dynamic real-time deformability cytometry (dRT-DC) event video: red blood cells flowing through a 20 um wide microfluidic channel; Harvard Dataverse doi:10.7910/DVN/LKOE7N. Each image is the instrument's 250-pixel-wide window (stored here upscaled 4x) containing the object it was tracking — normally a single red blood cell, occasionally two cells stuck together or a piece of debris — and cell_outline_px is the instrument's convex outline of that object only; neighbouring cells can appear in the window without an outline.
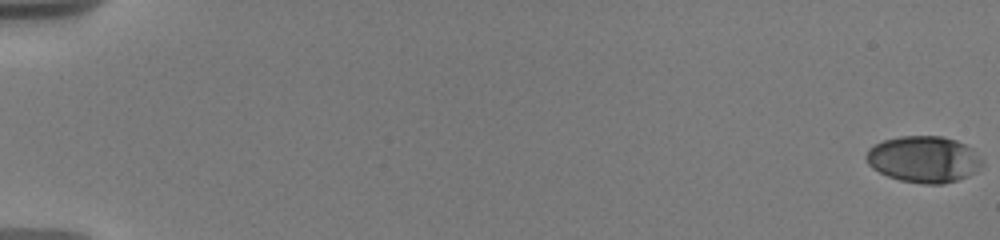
{"species": "human", "species_latin": "Homo sapiens", "temperature_condition": "warm", "stored_images_in_passage": 17, "camera_frame_rate_fps": 3000, "um_per_image_px": 0.085, "donor": {"sex": "male"}, "frame": {"image": 1, "passage_image": 1, "time_ms": 0.0, "image_size_px": [1000, 240], "cell_outline_px": [[984, 164], [968, 176], [944, 184], [924, 184], [900, 180], [888, 176], [872, 168], [868, 164], [864, 156], [868, 148], [884, 140], [900, 136], [944, 136], [956, 140], [972, 148], [984, 160]], "centroid_in_image_um": [78.52, 13.53], "position_along_channel_um": 6.5, "area_um2": 31.56}}
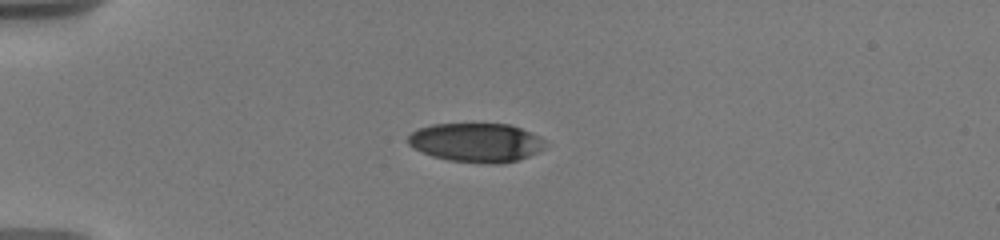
{"frame": {"image": 2, "passage_image": 10, "time_ms": 5.333, "image_size_px": [1000, 240], "cell_outline_px": [[544, 148], [540, 152], [516, 160], [500, 164], [488, 164], [448, 160], [432, 156], [408, 144], [408, 136], [412, 132], [420, 128], [432, 124], [508, 124], [520, 128], [540, 136], [544, 140]], "centroid_in_image_um": [40.5, 12.12], "position_along_channel_um": 44.5, "area_um2": 31.04}}
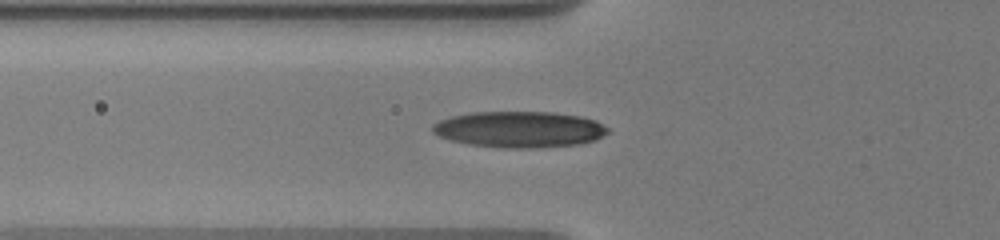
{"frame": {"image": 3, "passage_image": 14, "time_ms": 7.333, "image_size_px": [1000, 240], "cell_outline_px": [[608, 132], [596, 140], [580, 144], [532, 148], [504, 148], [468, 144], [452, 140], [440, 136], [432, 132], [432, 124], [440, 120], [452, 116], [472, 112], [556, 112], [580, 116], [596, 120], [608, 128]], "centroid_in_image_um": [44.17, 10.99], "position_along_channel_um": 81.6, "area_um2": 36.99}}